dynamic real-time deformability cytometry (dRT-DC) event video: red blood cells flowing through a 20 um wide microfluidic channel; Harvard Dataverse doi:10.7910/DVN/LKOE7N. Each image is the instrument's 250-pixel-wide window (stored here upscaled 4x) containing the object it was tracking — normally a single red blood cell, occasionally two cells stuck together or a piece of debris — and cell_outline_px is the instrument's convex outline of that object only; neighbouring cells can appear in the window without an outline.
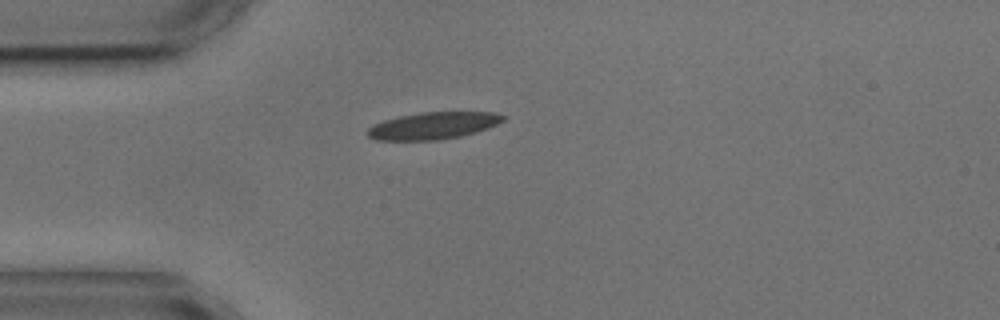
{"species": "common noctule bat (a hibernating species)", "species_latin": "Nyctalus noctula", "temperature_condition": "cold", "stored_images_in_passage": 2, "camera_frame_rate_fps": 3000, "um_per_image_px": 0.085, "animal": {"sex": "male", "body_mass_g": 17.9, "forearm_length_mm": 54.2}, "frame": {"image": 1, "passage_image": 1, "time_ms": 0.0, "image_size_px": [1000, 320], "cell_outline_px": [[508, 116], [504, 120], [488, 128], [476, 132], [460, 136], [440, 140], [376, 140], [368, 136], [368, 128], [372, 124], [384, 120], [400, 116], [420, 112], [496, 112]], "centroid_in_image_um": [36.84, 10.67], "position_along_channel_um": 48.2, "area_um2": 21.44}}